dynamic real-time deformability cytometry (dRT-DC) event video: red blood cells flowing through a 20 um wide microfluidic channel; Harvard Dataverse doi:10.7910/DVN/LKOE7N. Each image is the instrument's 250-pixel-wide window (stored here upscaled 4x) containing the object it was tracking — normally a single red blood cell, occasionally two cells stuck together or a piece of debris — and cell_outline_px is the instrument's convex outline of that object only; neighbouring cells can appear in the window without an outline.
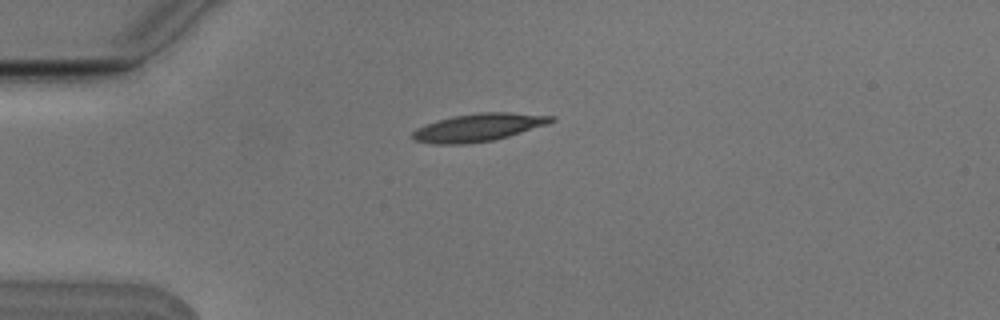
{"species": "Egyptian fruit bat (a non-hibernating species)", "species_latin": "Rousettus aegyptiacus", "temperature_condition": "cold", "stored_images_in_passage": 6, "camera_frame_rate_fps": 3000, "um_per_image_px": 0.085, "animal": {"sex": "male"}, "frame": {"image": 1, "passage_image": 4, "time_ms": 1.0, "image_size_px": [1000, 320], "cell_outline_px": [[556, 120], [548, 124], [508, 136], [492, 140], [468, 144], [432, 144], [412, 140], [412, 132], [416, 128], [452, 116], [476, 112], [508, 112], [556, 116]], "centroid_in_image_um": [40.67, 10.83], "position_along_channel_um": 44.3, "area_um2": 22.48}}